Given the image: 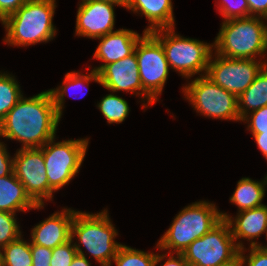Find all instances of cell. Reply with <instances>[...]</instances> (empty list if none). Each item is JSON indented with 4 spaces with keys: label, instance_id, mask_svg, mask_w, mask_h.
<instances>
[{
    "label": "cell",
    "instance_id": "6da1fadb",
    "mask_svg": "<svg viewBox=\"0 0 267 266\" xmlns=\"http://www.w3.org/2000/svg\"><path fill=\"white\" fill-rule=\"evenodd\" d=\"M60 119L49 90L22 96L0 122V137L21 142V149L41 148L55 137Z\"/></svg>",
    "mask_w": 267,
    "mask_h": 266
},
{
    "label": "cell",
    "instance_id": "7a4b0ae2",
    "mask_svg": "<svg viewBox=\"0 0 267 266\" xmlns=\"http://www.w3.org/2000/svg\"><path fill=\"white\" fill-rule=\"evenodd\" d=\"M56 0H27L2 23L6 30L3 39L8 45L30 46L49 42L56 36L53 25Z\"/></svg>",
    "mask_w": 267,
    "mask_h": 266
},
{
    "label": "cell",
    "instance_id": "3957f363",
    "mask_svg": "<svg viewBox=\"0 0 267 266\" xmlns=\"http://www.w3.org/2000/svg\"><path fill=\"white\" fill-rule=\"evenodd\" d=\"M262 17L223 20L213 44L214 53L238 59L260 60L266 53L267 24ZM257 55V56H256Z\"/></svg>",
    "mask_w": 267,
    "mask_h": 266
},
{
    "label": "cell",
    "instance_id": "277c9868",
    "mask_svg": "<svg viewBox=\"0 0 267 266\" xmlns=\"http://www.w3.org/2000/svg\"><path fill=\"white\" fill-rule=\"evenodd\" d=\"M221 220V212L214 203L205 200L192 203L175 216L156 248L182 254L192 242L208 233Z\"/></svg>",
    "mask_w": 267,
    "mask_h": 266
},
{
    "label": "cell",
    "instance_id": "5b68a950",
    "mask_svg": "<svg viewBox=\"0 0 267 266\" xmlns=\"http://www.w3.org/2000/svg\"><path fill=\"white\" fill-rule=\"evenodd\" d=\"M117 235L107 209L96 214L75 212L71 224V239L77 237L79 243L101 266H111L122 245L115 241Z\"/></svg>",
    "mask_w": 267,
    "mask_h": 266
},
{
    "label": "cell",
    "instance_id": "8992f818",
    "mask_svg": "<svg viewBox=\"0 0 267 266\" xmlns=\"http://www.w3.org/2000/svg\"><path fill=\"white\" fill-rule=\"evenodd\" d=\"M162 45L170 69L190 79L206 75L213 44L177 35L174 28H161L150 32Z\"/></svg>",
    "mask_w": 267,
    "mask_h": 266
},
{
    "label": "cell",
    "instance_id": "52a82bcc",
    "mask_svg": "<svg viewBox=\"0 0 267 266\" xmlns=\"http://www.w3.org/2000/svg\"><path fill=\"white\" fill-rule=\"evenodd\" d=\"M239 252L229 223L222 219L182 255L191 266H239Z\"/></svg>",
    "mask_w": 267,
    "mask_h": 266
},
{
    "label": "cell",
    "instance_id": "ba28073f",
    "mask_svg": "<svg viewBox=\"0 0 267 266\" xmlns=\"http://www.w3.org/2000/svg\"><path fill=\"white\" fill-rule=\"evenodd\" d=\"M182 93L194 110L205 117L241 121L238 112V98L206 75L199 76L183 86Z\"/></svg>",
    "mask_w": 267,
    "mask_h": 266
},
{
    "label": "cell",
    "instance_id": "9c48e42d",
    "mask_svg": "<svg viewBox=\"0 0 267 266\" xmlns=\"http://www.w3.org/2000/svg\"><path fill=\"white\" fill-rule=\"evenodd\" d=\"M56 137L42 146L49 187L58 191L79 172L85 158L89 139H69L55 142Z\"/></svg>",
    "mask_w": 267,
    "mask_h": 266
},
{
    "label": "cell",
    "instance_id": "30bf717a",
    "mask_svg": "<svg viewBox=\"0 0 267 266\" xmlns=\"http://www.w3.org/2000/svg\"><path fill=\"white\" fill-rule=\"evenodd\" d=\"M266 63V60L228 58L215 53L210 56L206 76L238 97L252 84Z\"/></svg>",
    "mask_w": 267,
    "mask_h": 266
},
{
    "label": "cell",
    "instance_id": "8fae6325",
    "mask_svg": "<svg viewBox=\"0 0 267 266\" xmlns=\"http://www.w3.org/2000/svg\"><path fill=\"white\" fill-rule=\"evenodd\" d=\"M134 51L142 87L155 101H159L158 96L163 91L170 70L164 49L150 32L143 31Z\"/></svg>",
    "mask_w": 267,
    "mask_h": 266
},
{
    "label": "cell",
    "instance_id": "7c38bea8",
    "mask_svg": "<svg viewBox=\"0 0 267 266\" xmlns=\"http://www.w3.org/2000/svg\"><path fill=\"white\" fill-rule=\"evenodd\" d=\"M13 172L37 205L52 201L54 191L49 187L42 147L20 148L14 155Z\"/></svg>",
    "mask_w": 267,
    "mask_h": 266
},
{
    "label": "cell",
    "instance_id": "4fadbf2b",
    "mask_svg": "<svg viewBox=\"0 0 267 266\" xmlns=\"http://www.w3.org/2000/svg\"><path fill=\"white\" fill-rule=\"evenodd\" d=\"M100 85L110 92L126 91L143 97L150 106L155 100L143 89L138 68V61L135 51L116 62L103 66L99 71Z\"/></svg>",
    "mask_w": 267,
    "mask_h": 266
},
{
    "label": "cell",
    "instance_id": "5bb4252c",
    "mask_svg": "<svg viewBox=\"0 0 267 266\" xmlns=\"http://www.w3.org/2000/svg\"><path fill=\"white\" fill-rule=\"evenodd\" d=\"M80 1L76 17V36L96 39L114 32V6L120 5L102 0Z\"/></svg>",
    "mask_w": 267,
    "mask_h": 266
},
{
    "label": "cell",
    "instance_id": "9a60e30c",
    "mask_svg": "<svg viewBox=\"0 0 267 266\" xmlns=\"http://www.w3.org/2000/svg\"><path fill=\"white\" fill-rule=\"evenodd\" d=\"M221 218L229 223L233 239L240 250L244 248V243L239 238L247 239L250 247H256L261 246L256 239L264 233L267 236V205L240 211L235 218L221 211Z\"/></svg>",
    "mask_w": 267,
    "mask_h": 266
},
{
    "label": "cell",
    "instance_id": "2e32d148",
    "mask_svg": "<svg viewBox=\"0 0 267 266\" xmlns=\"http://www.w3.org/2000/svg\"><path fill=\"white\" fill-rule=\"evenodd\" d=\"M76 210L64 208L35 225L31 230L33 244L53 249L71 239V224Z\"/></svg>",
    "mask_w": 267,
    "mask_h": 266
},
{
    "label": "cell",
    "instance_id": "e0dca14e",
    "mask_svg": "<svg viewBox=\"0 0 267 266\" xmlns=\"http://www.w3.org/2000/svg\"><path fill=\"white\" fill-rule=\"evenodd\" d=\"M141 37L140 34L133 30L122 28L96 38L100 42L93 58L104 63L99 67H94L93 70L98 72L103 66L131 55Z\"/></svg>",
    "mask_w": 267,
    "mask_h": 266
},
{
    "label": "cell",
    "instance_id": "ac0fdd59",
    "mask_svg": "<svg viewBox=\"0 0 267 266\" xmlns=\"http://www.w3.org/2000/svg\"><path fill=\"white\" fill-rule=\"evenodd\" d=\"M126 9L140 12L148 19L150 25L144 29L145 32L175 28L172 0H129Z\"/></svg>",
    "mask_w": 267,
    "mask_h": 266
},
{
    "label": "cell",
    "instance_id": "d6986e66",
    "mask_svg": "<svg viewBox=\"0 0 267 266\" xmlns=\"http://www.w3.org/2000/svg\"><path fill=\"white\" fill-rule=\"evenodd\" d=\"M26 193L24 185L17 179L14 172L0 177V211L15 214L17 211L26 212L28 209H42Z\"/></svg>",
    "mask_w": 267,
    "mask_h": 266
},
{
    "label": "cell",
    "instance_id": "ffe728a7",
    "mask_svg": "<svg viewBox=\"0 0 267 266\" xmlns=\"http://www.w3.org/2000/svg\"><path fill=\"white\" fill-rule=\"evenodd\" d=\"M267 185V174L262 181L252 180L249 177L240 179L230 197V203L237 205L238 212L263 206Z\"/></svg>",
    "mask_w": 267,
    "mask_h": 266
},
{
    "label": "cell",
    "instance_id": "44dd1931",
    "mask_svg": "<svg viewBox=\"0 0 267 266\" xmlns=\"http://www.w3.org/2000/svg\"><path fill=\"white\" fill-rule=\"evenodd\" d=\"M237 98L240 119L254 110L267 106V66L261 70L252 84Z\"/></svg>",
    "mask_w": 267,
    "mask_h": 266
},
{
    "label": "cell",
    "instance_id": "7402d4cb",
    "mask_svg": "<svg viewBox=\"0 0 267 266\" xmlns=\"http://www.w3.org/2000/svg\"><path fill=\"white\" fill-rule=\"evenodd\" d=\"M90 81H94L100 84V78L98 75V72L95 70H91L88 74L80 73L79 71H72L68 72L65 75L64 81L62 82V86H58L57 88L50 89V93L53 99V103L55 104L56 112L58 113V116L61 118L62 112L64 109V102H65V95L67 94L68 90H77L80 87L85 88L86 85H89ZM84 84H86L84 86ZM88 92V89H87ZM86 93H84L83 96H85ZM72 96V95H71ZM82 97V96H81Z\"/></svg>",
    "mask_w": 267,
    "mask_h": 266
},
{
    "label": "cell",
    "instance_id": "603a6c76",
    "mask_svg": "<svg viewBox=\"0 0 267 266\" xmlns=\"http://www.w3.org/2000/svg\"><path fill=\"white\" fill-rule=\"evenodd\" d=\"M22 237L0 249V266H32L30 243Z\"/></svg>",
    "mask_w": 267,
    "mask_h": 266
},
{
    "label": "cell",
    "instance_id": "cb8c5ba5",
    "mask_svg": "<svg viewBox=\"0 0 267 266\" xmlns=\"http://www.w3.org/2000/svg\"><path fill=\"white\" fill-rule=\"evenodd\" d=\"M15 76L0 72V122L23 96Z\"/></svg>",
    "mask_w": 267,
    "mask_h": 266
},
{
    "label": "cell",
    "instance_id": "d4e9b609",
    "mask_svg": "<svg viewBox=\"0 0 267 266\" xmlns=\"http://www.w3.org/2000/svg\"><path fill=\"white\" fill-rule=\"evenodd\" d=\"M97 108L106 118L108 124H120L129 115L130 107L128 102L120 96L111 94L106 95L97 103Z\"/></svg>",
    "mask_w": 267,
    "mask_h": 266
},
{
    "label": "cell",
    "instance_id": "484cf974",
    "mask_svg": "<svg viewBox=\"0 0 267 266\" xmlns=\"http://www.w3.org/2000/svg\"><path fill=\"white\" fill-rule=\"evenodd\" d=\"M155 258L153 252H144L122 244L112 263L116 266H154Z\"/></svg>",
    "mask_w": 267,
    "mask_h": 266
},
{
    "label": "cell",
    "instance_id": "4316f807",
    "mask_svg": "<svg viewBox=\"0 0 267 266\" xmlns=\"http://www.w3.org/2000/svg\"><path fill=\"white\" fill-rule=\"evenodd\" d=\"M15 216L16 214L0 211V249L22 235Z\"/></svg>",
    "mask_w": 267,
    "mask_h": 266
},
{
    "label": "cell",
    "instance_id": "83f0119b",
    "mask_svg": "<svg viewBox=\"0 0 267 266\" xmlns=\"http://www.w3.org/2000/svg\"><path fill=\"white\" fill-rule=\"evenodd\" d=\"M218 12L223 20L249 17V7L246 0H221L218 2Z\"/></svg>",
    "mask_w": 267,
    "mask_h": 266
},
{
    "label": "cell",
    "instance_id": "f1b7e54d",
    "mask_svg": "<svg viewBox=\"0 0 267 266\" xmlns=\"http://www.w3.org/2000/svg\"><path fill=\"white\" fill-rule=\"evenodd\" d=\"M74 240L58 245L52 249L51 265L50 266H70L74 257L77 254Z\"/></svg>",
    "mask_w": 267,
    "mask_h": 266
},
{
    "label": "cell",
    "instance_id": "f546056e",
    "mask_svg": "<svg viewBox=\"0 0 267 266\" xmlns=\"http://www.w3.org/2000/svg\"><path fill=\"white\" fill-rule=\"evenodd\" d=\"M241 121L249 123L247 130L251 134H261L267 132V106L254 110L246 114Z\"/></svg>",
    "mask_w": 267,
    "mask_h": 266
},
{
    "label": "cell",
    "instance_id": "4dcf8cb0",
    "mask_svg": "<svg viewBox=\"0 0 267 266\" xmlns=\"http://www.w3.org/2000/svg\"><path fill=\"white\" fill-rule=\"evenodd\" d=\"M250 248V249H249ZM250 251L248 255L245 256L247 250L244 247L239 252V266H267V249L261 246H249ZM245 264V265H244Z\"/></svg>",
    "mask_w": 267,
    "mask_h": 266
},
{
    "label": "cell",
    "instance_id": "1f68e13d",
    "mask_svg": "<svg viewBox=\"0 0 267 266\" xmlns=\"http://www.w3.org/2000/svg\"><path fill=\"white\" fill-rule=\"evenodd\" d=\"M32 253V266H50L52 249L33 244L30 241Z\"/></svg>",
    "mask_w": 267,
    "mask_h": 266
},
{
    "label": "cell",
    "instance_id": "d6a6232c",
    "mask_svg": "<svg viewBox=\"0 0 267 266\" xmlns=\"http://www.w3.org/2000/svg\"><path fill=\"white\" fill-rule=\"evenodd\" d=\"M14 157L11 158L6 144L0 141V177H4L13 173Z\"/></svg>",
    "mask_w": 267,
    "mask_h": 266
},
{
    "label": "cell",
    "instance_id": "836d02e7",
    "mask_svg": "<svg viewBox=\"0 0 267 266\" xmlns=\"http://www.w3.org/2000/svg\"><path fill=\"white\" fill-rule=\"evenodd\" d=\"M27 0H0V22L14 14Z\"/></svg>",
    "mask_w": 267,
    "mask_h": 266
},
{
    "label": "cell",
    "instance_id": "e575fe53",
    "mask_svg": "<svg viewBox=\"0 0 267 266\" xmlns=\"http://www.w3.org/2000/svg\"><path fill=\"white\" fill-rule=\"evenodd\" d=\"M169 255V256H168ZM163 265L161 266H191L186 259L183 257L182 254L176 253V256H173L172 253H166V254H157L154 261V266H156L158 263H160L162 260L167 258Z\"/></svg>",
    "mask_w": 267,
    "mask_h": 266
},
{
    "label": "cell",
    "instance_id": "d590c367",
    "mask_svg": "<svg viewBox=\"0 0 267 266\" xmlns=\"http://www.w3.org/2000/svg\"><path fill=\"white\" fill-rule=\"evenodd\" d=\"M249 7V17H262L267 19V0H246Z\"/></svg>",
    "mask_w": 267,
    "mask_h": 266
},
{
    "label": "cell",
    "instance_id": "8d00e7d4",
    "mask_svg": "<svg viewBox=\"0 0 267 266\" xmlns=\"http://www.w3.org/2000/svg\"><path fill=\"white\" fill-rule=\"evenodd\" d=\"M75 248L77 250V254L74 257L72 264L70 266H91V263L88 261L87 257L85 256L84 251L80 247L81 244H77V241L74 243Z\"/></svg>",
    "mask_w": 267,
    "mask_h": 266
},
{
    "label": "cell",
    "instance_id": "74e56055",
    "mask_svg": "<svg viewBox=\"0 0 267 266\" xmlns=\"http://www.w3.org/2000/svg\"><path fill=\"white\" fill-rule=\"evenodd\" d=\"M252 136L255 139L259 150L262 152V155L267 160V132L261 134H252Z\"/></svg>",
    "mask_w": 267,
    "mask_h": 266
},
{
    "label": "cell",
    "instance_id": "f35d334b",
    "mask_svg": "<svg viewBox=\"0 0 267 266\" xmlns=\"http://www.w3.org/2000/svg\"><path fill=\"white\" fill-rule=\"evenodd\" d=\"M102 1L113 2V3L120 5L121 7H124V8H126L128 3H129V0H102Z\"/></svg>",
    "mask_w": 267,
    "mask_h": 266
},
{
    "label": "cell",
    "instance_id": "ab89813d",
    "mask_svg": "<svg viewBox=\"0 0 267 266\" xmlns=\"http://www.w3.org/2000/svg\"><path fill=\"white\" fill-rule=\"evenodd\" d=\"M266 54H267V38H266ZM265 65L267 66V63Z\"/></svg>",
    "mask_w": 267,
    "mask_h": 266
},
{
    "label": "cell",
    "instance_id": "60d3db41",
    "mask_svg": "<svg viewBox=\"0 0 267 266\" xmlns=\"http://www.w3.org/2000/svg\"><path fill=\"white\" fill-rule=\"evenodd\" d=\"M266 239H267V236H266ZM261 247H263V248L267 249V246H262V245H261Z\"/></svg>",
    "mask_w": 267,
    "mask_h": 266
}]
</instances>
